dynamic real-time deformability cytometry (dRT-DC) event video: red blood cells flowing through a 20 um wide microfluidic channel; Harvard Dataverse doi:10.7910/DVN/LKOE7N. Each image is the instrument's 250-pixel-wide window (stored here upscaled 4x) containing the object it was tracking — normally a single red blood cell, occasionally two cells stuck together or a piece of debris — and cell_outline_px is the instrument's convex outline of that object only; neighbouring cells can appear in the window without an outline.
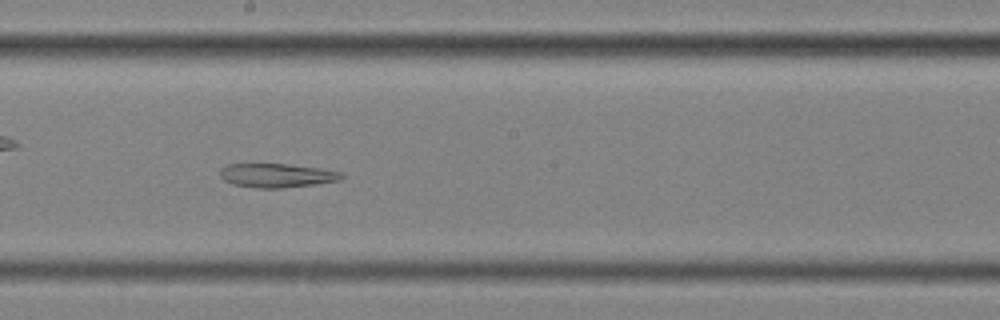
{"species": "common noctule bat (a hibernating species)", "species_latin": "Nyctalus noctula", "temperature_condition": "cold", "stored_images_in_passage": 44, "camera_frame_rate_fps": 3000, "um_per_image_px": 0.085, "animal": {"sex": "female", "body_mass_g": 25.1}, "frame": {"image": 1, "passage_image": 19, "time_ms": 6.0, "image_size_px": [1000, 320], "cell_outline_px": [[344, 176], [340, 180], [316, 184], [280, 188], [256, 188], [232, 184], [224, 180], [220, 176], [220, 168], [228, 164], [288, 164], [320, 168], [340, 172]], "centroid_in_image_um": [23.5, 14.91], "position_along_channel_um": 224.7, "area_um2": 16.94}}